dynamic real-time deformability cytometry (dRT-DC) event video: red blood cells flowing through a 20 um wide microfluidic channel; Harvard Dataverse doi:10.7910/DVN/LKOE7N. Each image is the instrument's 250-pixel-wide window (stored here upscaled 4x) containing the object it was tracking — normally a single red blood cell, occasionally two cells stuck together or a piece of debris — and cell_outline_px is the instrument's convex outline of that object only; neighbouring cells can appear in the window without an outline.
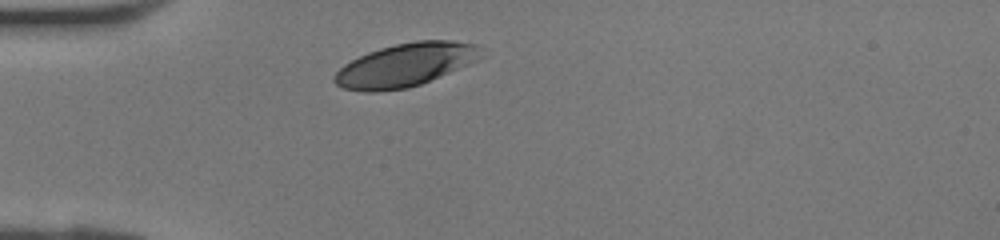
{"species": "human", "species_latin": "Homo sapiens", "temperature_condition": "room temperature", "stored_images_in_passage": 24, "camera_frame_rate_fps": 3000, "um_per_image_px": 0.085, "donor": {"sex": "female"}, "frame": {"image": 1, "passage_image": 1, "time_ms": 0.0, "image_size_px": [1000, 240], "cell_outline_px": [[484, 56], [468, 64], [420, 84], [408, 88], [376, 92], [364, 92], [344, 88], [336, 84], [332, 80], [332, 76], [344, 64], [368, 52], [380, 48], [396, 44], [416, 40], [452, 40], [476, 44]], "centroid_in_image_um": [34.43, 5.52], "position_along_channel_um": 50.6, "area_um2": 36.76}}
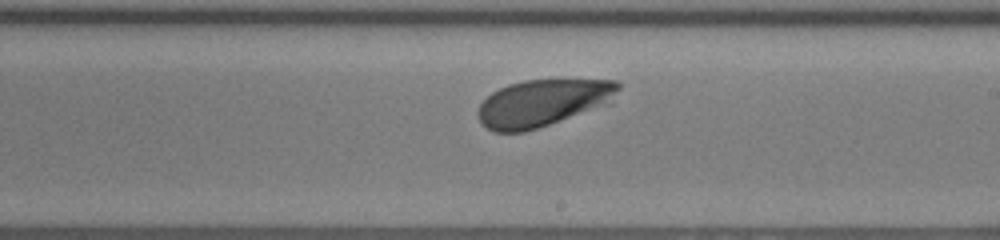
{"frame": {"image": 2, "passage_image": 14, "time_ms": 4.333, "image_size_px": [1000, 240], "cell_outline_px": [[620, 88], [600, 100], [568, 116], [548, 124], [524, 132], [496, 132], [488, 128], [480, 120], [476, 112], [480, 104], [492, 92], [508, 84], [524, 80], [560, 76], [616, 80], [620, 84]], "centroid_in_image_um": [45.97, 8.65], "position_along_channel_um": 243.0, "area_um2": 37.34}}
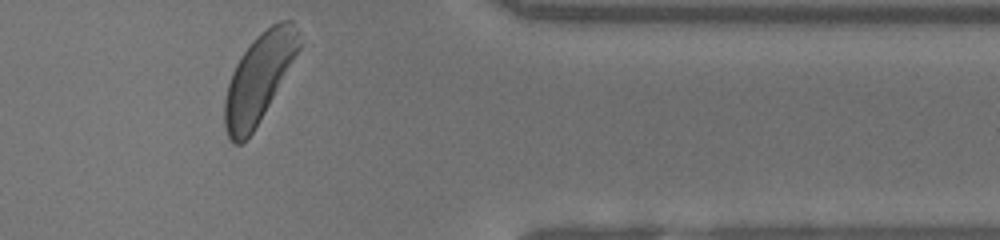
{"frame": {"image": 3, "passage_image": 24, "time_ms": 7.667, "image_size_px": [1000, 240], "cell_outline_px": [[304, 48], [252, 132], [240, 144], [232, 144], [228, 140], [224, 128], [224, 100], [228, 84], [232, 72], [240, 56], [252, 40], [260, 32], [272, 24], [280, 20], [292, 20], [304, 44]], "centroid_in_image_um": [22.05, 6.6], "position_along_channel_um": 389.3, "area_um2": 39.02}}